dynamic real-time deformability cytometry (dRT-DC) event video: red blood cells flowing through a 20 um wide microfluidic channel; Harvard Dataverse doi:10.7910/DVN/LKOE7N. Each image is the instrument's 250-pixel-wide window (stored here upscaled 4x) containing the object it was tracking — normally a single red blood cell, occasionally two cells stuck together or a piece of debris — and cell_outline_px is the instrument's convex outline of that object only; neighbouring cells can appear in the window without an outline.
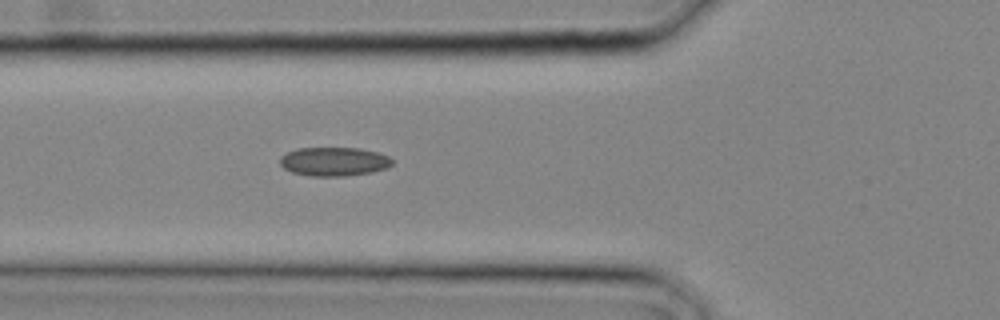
{"species": "common noctule bat (a hibernating species)", "species_latin": "Nyctalus noctula", "temperature_condition": "cold", "stored_images_in_passage": 10, "camera_frame_rate_fps": 3000, "um_per_image_px": 0.085, "animal": {"sex": "male", "body_mass_g": 20.4}, "frame": {"image": 1, "passage_image": 10, "time_ms": 3.0, "image_size_px": [1000, 320], "cell_outline_px": [[392, 164], [388, 168], [372, 172], [344, 176], [312, 176], [292, 172], [284, 168], [280, 164], [280, 156], [296, 148], [360, 148], [376, 152], [388, 156], [392, 160]], "centroid_in_image_um": [28.38, 13.73], "position_along_channel_um": 97.4, "area_um2": 18.84}}